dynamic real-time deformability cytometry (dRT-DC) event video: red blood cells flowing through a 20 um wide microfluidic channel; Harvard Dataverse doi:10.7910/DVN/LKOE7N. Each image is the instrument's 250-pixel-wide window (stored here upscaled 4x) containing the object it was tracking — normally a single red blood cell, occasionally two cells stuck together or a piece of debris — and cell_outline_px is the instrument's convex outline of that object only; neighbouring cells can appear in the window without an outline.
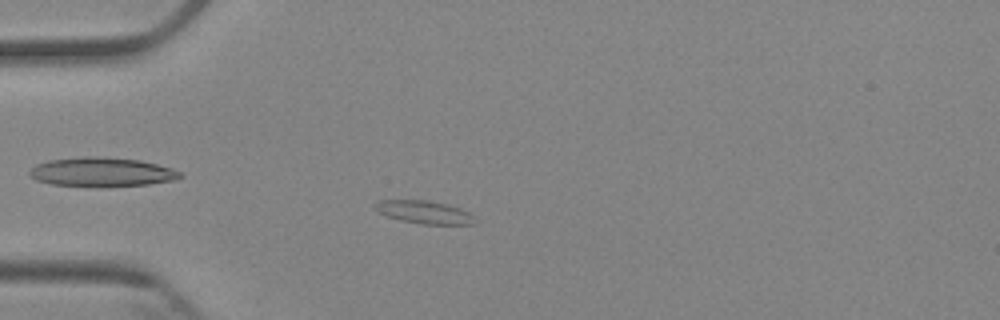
{"species": "Egyptian fruit bat (a non-hibernating species)", "species_latin": "Rousettus aegyptiacus", "temperature_condition": "cold", "stored_images_in_passage": 6, "camera_frame_rate_fps": 3000, "um_per_image_px": 0.085, "animal": {"sex": "female"}, "frame": {"image": 1, "passage_image": 5, "time_ms": 4.667, "image_size_px": [1000, 320], "cell_outline_px": [[476, 224], [424, 224], [400, 220], [388, 216], [372, 208], [372, 204], [376, 200], [428, 200], [460, 208], [468, 212], [472, 216]], "centroid_in_image_um": [35.99, 18.02], "position_along_channel_um": 49.0, "area_um2": 13.24}}